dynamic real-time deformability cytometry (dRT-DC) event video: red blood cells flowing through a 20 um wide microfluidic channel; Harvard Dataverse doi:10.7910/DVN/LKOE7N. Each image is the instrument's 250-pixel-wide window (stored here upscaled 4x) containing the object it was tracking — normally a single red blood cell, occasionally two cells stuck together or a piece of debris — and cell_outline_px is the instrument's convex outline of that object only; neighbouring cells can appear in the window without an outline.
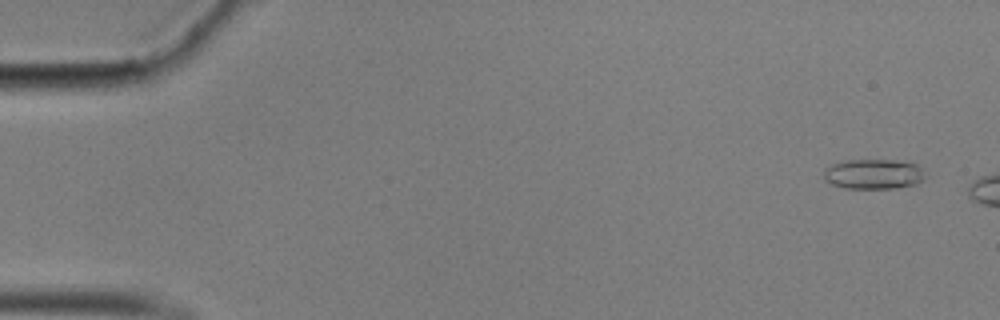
{"species": "common noctule bat (a hibernating species)", "species_latin": "Nyctalus noctula", "temperature_condition": "cold", "stored_images_in_passage": 8, "camera_frame_rate_fps": 3000, "um_per_image_px": 0.085, "animal": {"sex": "male", "body_mass_g": 17.9}, "frame": {"image": 1, "passage_image": 3, "time_ms": 0.667, "image_size_px": [1000, 320], "cell_outline_px": [[924, 180], [916, 184], [896, 188], [844, 188], [832, 184], [824, 180], [824, 168], [832, 164], [844, 160], [892, 160], [916, 164], [924, 168]], "centroid_in_image_um": [74.25, 14.79], "position_along_channel_um": 10.8, "area_um2": 17.86}}